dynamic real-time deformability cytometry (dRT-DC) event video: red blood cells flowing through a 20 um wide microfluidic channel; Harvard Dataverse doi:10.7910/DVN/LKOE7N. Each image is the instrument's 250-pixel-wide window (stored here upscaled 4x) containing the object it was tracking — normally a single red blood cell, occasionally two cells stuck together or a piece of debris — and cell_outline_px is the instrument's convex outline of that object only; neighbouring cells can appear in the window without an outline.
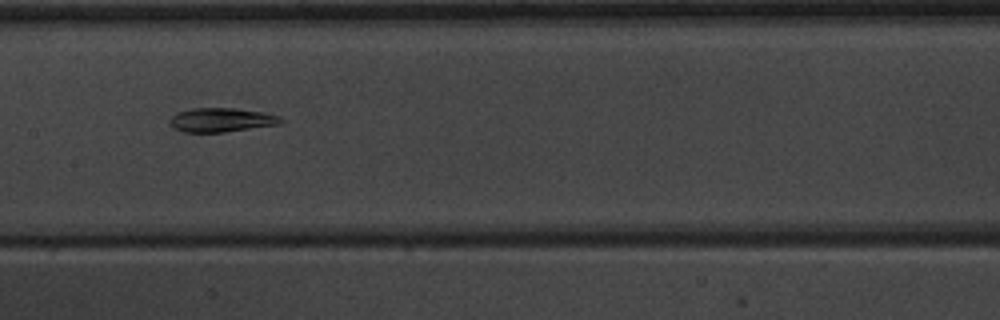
{"species": "common noctule bat (a hibernating species)", "species_latin": "Nyctalus noctula", "temperature_condition": "warm", "stored_images_in_passage": 8, "camera_frame_rate_fps": 3000, "um_per_image_px": 0.085, "animal": {"sex": "male", "body_mass_g": 20.1, "forearm_length_mm": 53.5}, "frame": {"image": 1, "passage_image": 7, "time_ms": 8.0, "image_size_px": [1000, 320], "cell_outline_px": [[284, 120], [280, 124], [224, 132], [184, 132], [172, 128], [168, 124], [168, 120], [176, 112], [192, 108], [236, 108], [260, 112], [280, 116]], "centroid_in_image_um": [18.76, 10.19], "position_along_channel_um": 188.6, "area_um2": 15.66}}
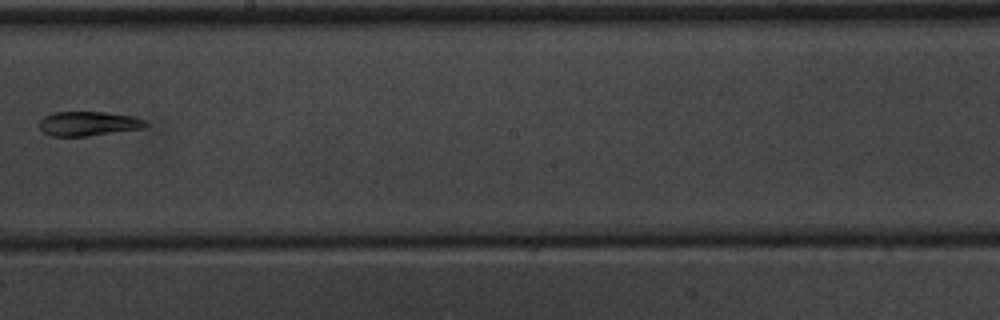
{"frame": {"image": 2, "passage_image": 8, "time_ms": 9.333, "image_size_px": [1000, 320], "cell_outline_px": [[148, 124], [144, 128], [88, 136], [52, 136], [44, 132], [40, 128], [40, 120], [44, 116], [56, 112], [108, 112], [136, 116], [144, 120]], "centroid_in_image_um": [7.55, 10.5], "position_along_channel_um": 240.7, "area_um2": 15.14}}